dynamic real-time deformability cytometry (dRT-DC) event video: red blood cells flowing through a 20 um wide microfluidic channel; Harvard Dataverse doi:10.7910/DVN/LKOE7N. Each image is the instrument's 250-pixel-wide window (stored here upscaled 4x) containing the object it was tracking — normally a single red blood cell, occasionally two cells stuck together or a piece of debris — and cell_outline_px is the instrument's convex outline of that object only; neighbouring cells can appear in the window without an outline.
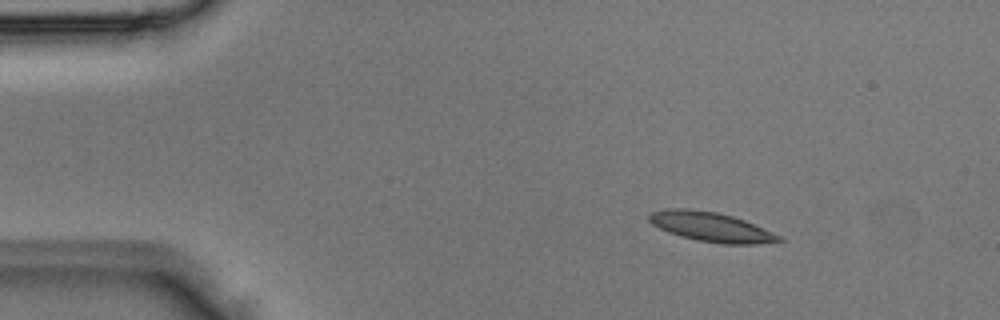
{"species": "Egyptian fruit bat (a non-hibernating species)", "species_latin": "Rousettus aegyptiacus", "temperature_condition": "room temperature", "stored_images_in_passage": 4, "camera_frame_rate_fps": 3000, "um_per_image_px": 0.085, "animal": {"sex": "male"}, "frame": {"image": 1, "passage_image": 1, "time_ms": 0.0, "image_size_px": [1000, 320], "cell_outline_px": [[784, 240], [752, 244], [724, 244], [696, 240], [680, 236], [668, 232], [652, 224], [648, 220], [648, 212], [664, 208], [688, 208], [716, 212], [732, 216], [744, 220], [780, 236]], "centroid_in_image_um": [60.34, 19.27], "position_along_channel_um": 24.7, "area_um2": 22.2}}
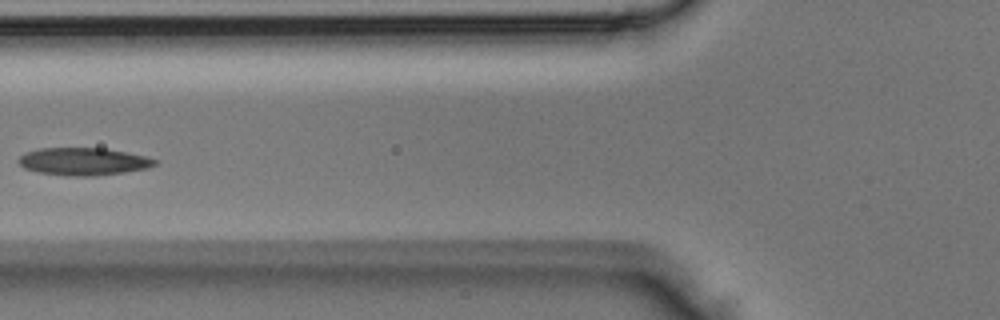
{"frame": {"image": 2, "passage_image": 4, "time_ms": 1.0, "image_size_px": [1000, 320], "cell_outline_px": [[156, 164], [148, 168], [124, 172], [96, 176], [64, 176], [40, 172], [24, 168], [16, 160], [24, 152], [40, 148], [104, 148], [144, 156], [156, 160]], "centroid_in_image_um": [7.04, 13.73], "position_along_channel_um": 118.8, "area_um2": 21.85}}